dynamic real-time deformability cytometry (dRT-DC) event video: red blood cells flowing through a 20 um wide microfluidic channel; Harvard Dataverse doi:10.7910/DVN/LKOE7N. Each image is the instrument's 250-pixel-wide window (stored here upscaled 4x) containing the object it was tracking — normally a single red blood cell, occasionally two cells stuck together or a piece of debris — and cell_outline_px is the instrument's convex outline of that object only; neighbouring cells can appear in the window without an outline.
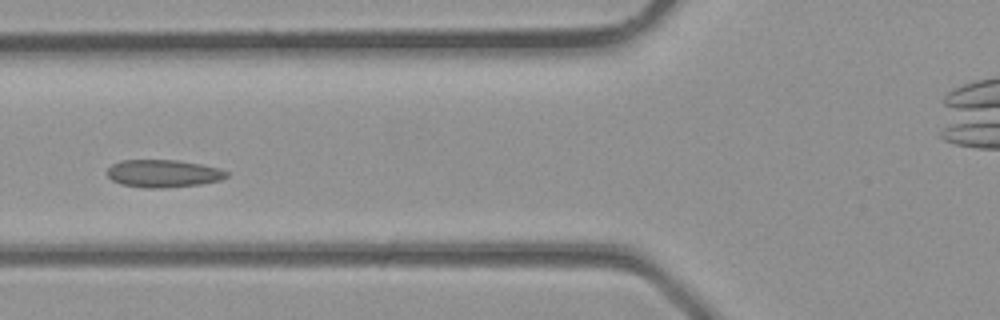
{"species": "common noctule bat (a hibernating species)", "species_latin": "Nyctalus noctula", "temperature_condition": "room temperature", "stored_images_in_passage": 6, "camera_frame_rate_fps": 3000, "um_per_image_px": 0.085, "animal": {"sex": "male", "body_mass_g": 23.1, "forearm_length_mm": 52.7}, "frame": {"image": 1, "passage_image": 2, "time_ms": 0.333, "image_size_px": [1000, 320], "cell_outline_px": [[228, 176], [220, 180], [200, 184], [164, 188], [144, 188], [120, 184], [112, 180], [108, 176], [108, 168], [112, 164], [120, 160], [176, 160], [200, 164], [220, 168], [228, 172]], "centroid_in_image_um": [13.87, 14.75], "position_along_channel_um": 111.9, "area_um2": 19.25}}
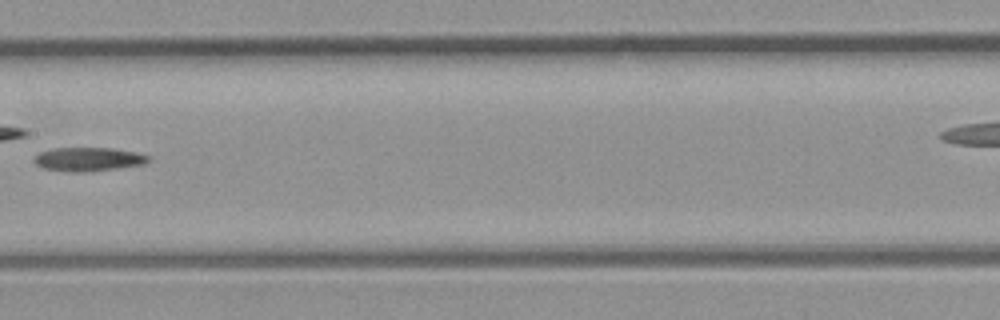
{"frame": {"image": 2, "passage_image": 6, "time_ms": 1.667, "image_size_px": [1000, 320], "cell_outline_px": [[152, 156], [144, 164], [116, 168], [84, 172], [72, 172], [44, 168], [36, 164], [32, 160], [40, 152], [52, 148], [112, 148], [136, 152]], "centroid_in_image_um": [7.51, 13.53], "position_along_channel_um": 199.9, "area_um2": 15.72}}